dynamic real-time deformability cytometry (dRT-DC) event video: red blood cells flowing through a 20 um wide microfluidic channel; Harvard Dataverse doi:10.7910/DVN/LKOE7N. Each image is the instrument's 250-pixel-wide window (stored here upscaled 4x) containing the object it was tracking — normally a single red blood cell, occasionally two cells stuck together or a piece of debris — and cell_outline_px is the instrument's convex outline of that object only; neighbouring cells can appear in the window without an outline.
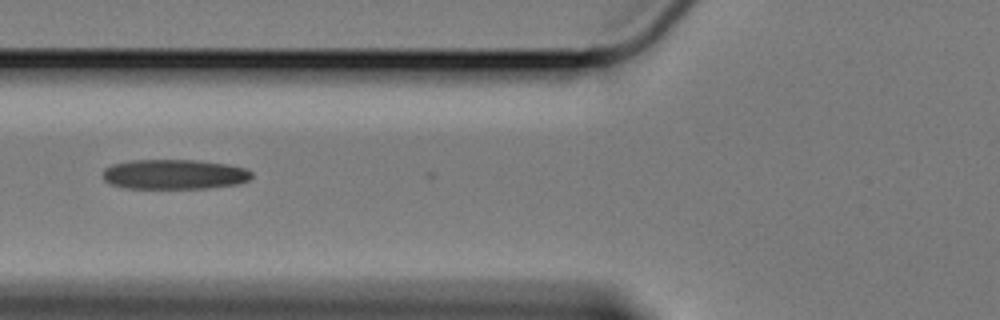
{"species": "Egyptian fruit bat (a non-hibernating species)", "species_latin": "Rousettus aegyptiacus", "temperature_condition": "cold", "stored_images_in_passage": 21, "camera_frame_rate_fps": 3000, "um_per_image_px": 0.085, "animal": {"sex": "female"}, "frame": {"image": 1, "passage_image": 2, "time_ms": 0.333, "image_size_px": [1000, 320], "cell_outline_px": [[252, 176], [248, 180], [236, 184], [208, 188], [124, 188], [112, 184], [104, 180], [104, 168], [112, 164], [132, 160], [200, 160], [228, 164], [248, 168], [252, 172]], "centroid_in_image_um": [14.84, 14.81], "position_along_channel_um": 111.0, "area_um2": 26.01}}
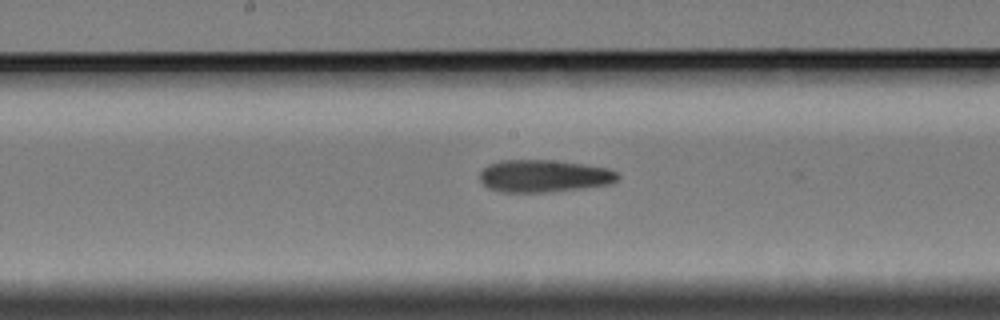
{"frame": {"image": 2, "passage_image": 10, "time_ms": 3.0, "image_size_px": [1000, 320], "cell_outline_px": [[620, 176], [616, 180], [608, 184], [584, 188], [544, 192], [500, 192], [488, 188], [480, 180], [480, 172], [488, 164], [500, 160], [552, 160], [584, 164], [608, 168], [616, 172]], "centroid_in_image_um": [46.21, 14.95], "position_along_channel_um": 202.0, "area_um2": 26.01}}
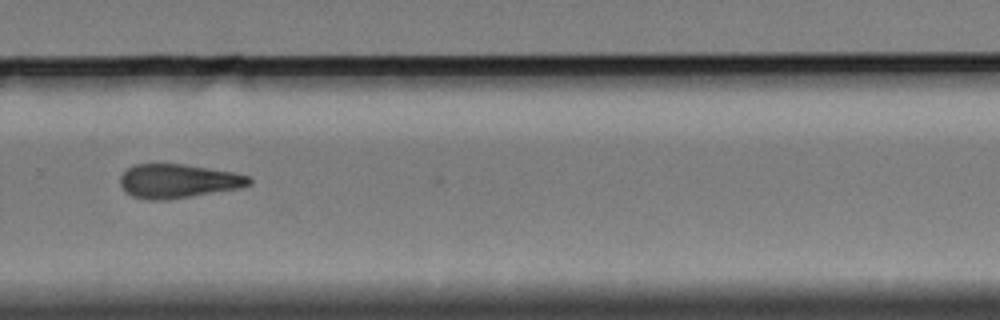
{"frame": {"image": 3, "passage_image": 20, "time_ms": 6.333, "image_size_px": [1000, 320], "cell_outline_px": [[252, 184], [240, 188], [168, 200], [148, 200], [132, 196], [124, 192], [120, 184], [120, 176], [132, 164], [184, 164], [236, 172], [248, 176], [252, 180]], "centroid_in_image_um": [15.14, 15.39], "position_along_channel_um": 314.7, "area_um2": 25.78}}